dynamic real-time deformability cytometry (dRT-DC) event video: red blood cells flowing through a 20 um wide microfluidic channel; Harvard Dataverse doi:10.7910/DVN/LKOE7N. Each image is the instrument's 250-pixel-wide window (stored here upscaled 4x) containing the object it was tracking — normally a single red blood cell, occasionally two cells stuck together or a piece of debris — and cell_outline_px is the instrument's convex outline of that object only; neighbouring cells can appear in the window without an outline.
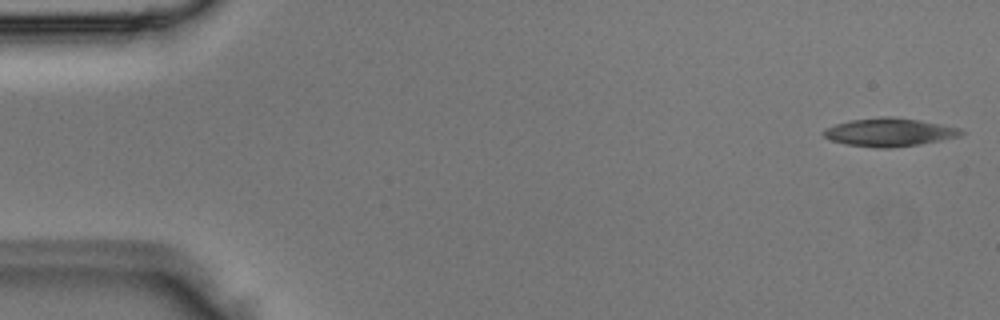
{"species": "Egyptian fruit bat (a non-hibernating species)", "species_latin": "Rousettus aegyptiacus", "temperature_condition": "room temperature", "stored_images_in_passage": 4, "segment_of_instrument_passage": [1, 2], "camera_frame_rate_fps": 3000, "um_per_image_px": 0.085, "animal": {"sex": "male"}, "frame": {"image": 1, "passage_image": 1, "time_ms": 0.0, "image_size_px": [1000, 320], "cell_outline_px": [[964, 132], [960, 136], [920, 144], [888, 148], [880, 148], [848, 144], [828, 140], [820, 132], [824, 128], [836, 124], [852, 120], [880, 116], [892, 116], [920, 120], [960, 128]], "centroid_in_image_um": [75.56, 11.23], "position_along_channel_um": 9.4, "area_um2": 22.6}}
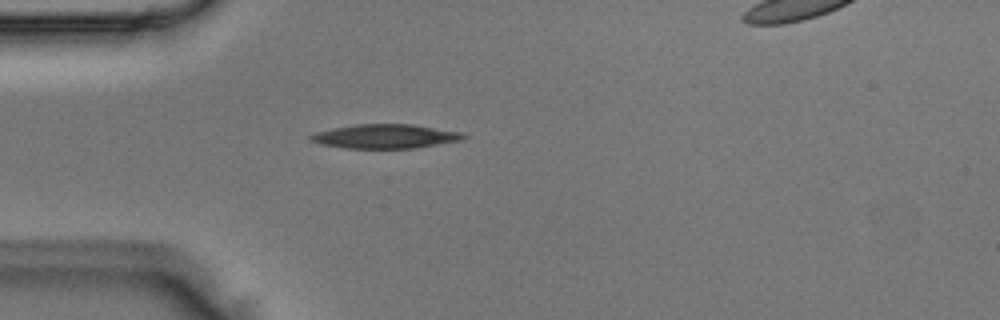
{"frame": {"image": 2, "passage_image": 3, "time_ms": 0.667, "image_size_px": [1000, 320], "cell_outline_px": [[468, 136], [464, 140], [416, 148], [348, 148], [324, 144], [308, 140], [308, 136], [316, 132], [332, 128], [356, 124], [412, 124], [460, 132]], "centroid_in_image_um": [32.77, 11.58], "position_along_channel_um": 52.2, "area_um2": 21.44}}